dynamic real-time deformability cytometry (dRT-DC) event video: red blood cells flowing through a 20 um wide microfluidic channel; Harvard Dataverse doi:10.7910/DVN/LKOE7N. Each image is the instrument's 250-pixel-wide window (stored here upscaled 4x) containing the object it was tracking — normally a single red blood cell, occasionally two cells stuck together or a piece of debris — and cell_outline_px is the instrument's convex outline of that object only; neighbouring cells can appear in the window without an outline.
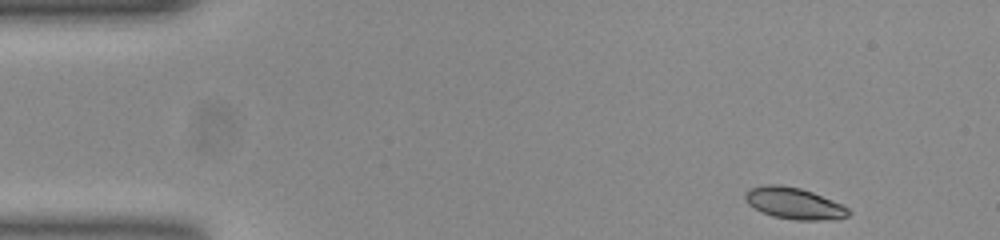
{"species": "common noctule bat (a hibernating species)", "species_latin": "Nyctalus noctula", "temperature_condition": "room temperature", "stored_images_in_passage": 49, "camera_frame_rate_fps": 3000, "um_per_image_px": 0.085, "animal": {"sex": "female", "body_mass_g": 23.0, "forearm_length_mm": 53.4}, "frame": {"image": 1, "passage_image": 1, "time_ms": 0.0, "image_size_px": [1000, 240], "cell_outline_px": [[852, 212], [848, 216], [816, 220], [796, 220], [772, 216], [748, 204], [744, 196], [744, 192], [748, 188], [764, 184], [780, 184], [800, 188], [812, 192], [832, 200], [848, 208]], "centroid_in_image_um": [67.44, 17.26], "position_along_channel_um": 17.6, "area_um2": 18.79}}
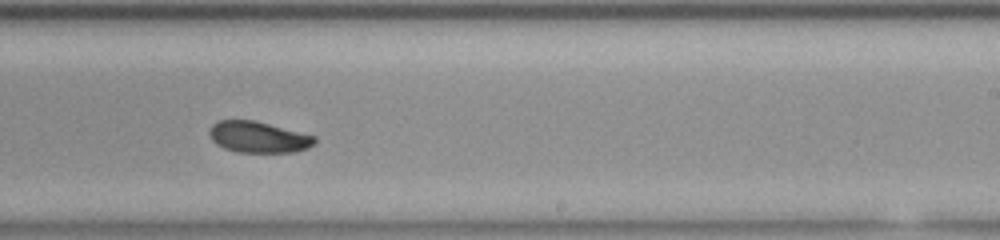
{"frame": {"image": 2, "passage_image": 28, "time_ms": 9.0, "image_size_px": [1000, 240], "cell_outline_px": [[316, 140], [308, 148], [292, 152], [240, 152], [224, 148], [216, 144], [212, 140], [208, 132], [212, 124], [216, 120], [252, 120], [316, 136]], "centroid_in_image_um": [21.92, 11.65], "position_along_channel_um": 267.1, "area_um2": 18.96}}
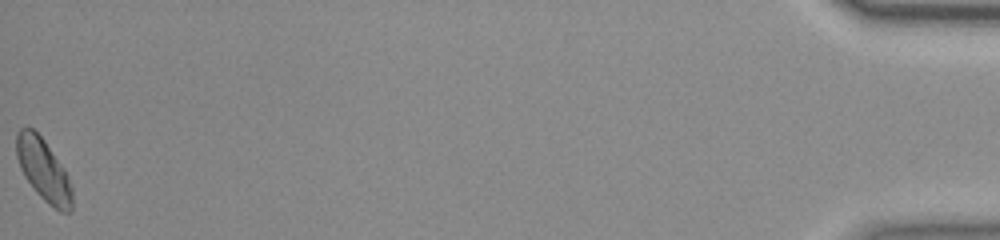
{"frame": {"image": 3, "passage_image": 49, "time_ms": 16.0, "image_size_px": [1000, 240], "cell_outline_px": [[72, 208], [68, 212], [60, 212], [48, 204], [36, 192], [24, 176], [20, 168], [16, 156], [16, 132], [20, 128], [28, 124], [44, 140], [64, 168], [68, 176], [72, 188]], "centroid_in_image_um": [3.68, 14.42], "position_along_channel_um": 431.5, "area_um2": 20.35}, "authors_computed_cell_mechanics": {"area_um2": 19.5364, "velocity_mm_per_s": 3.8375, "shape_relaxation_time_tau1_ms": 2.291, "shape_relaxation_time_tau2_ms": 10.148, "deformation_change_tau1": 0.0776, "deformation_change_tau2": 0.1022}}